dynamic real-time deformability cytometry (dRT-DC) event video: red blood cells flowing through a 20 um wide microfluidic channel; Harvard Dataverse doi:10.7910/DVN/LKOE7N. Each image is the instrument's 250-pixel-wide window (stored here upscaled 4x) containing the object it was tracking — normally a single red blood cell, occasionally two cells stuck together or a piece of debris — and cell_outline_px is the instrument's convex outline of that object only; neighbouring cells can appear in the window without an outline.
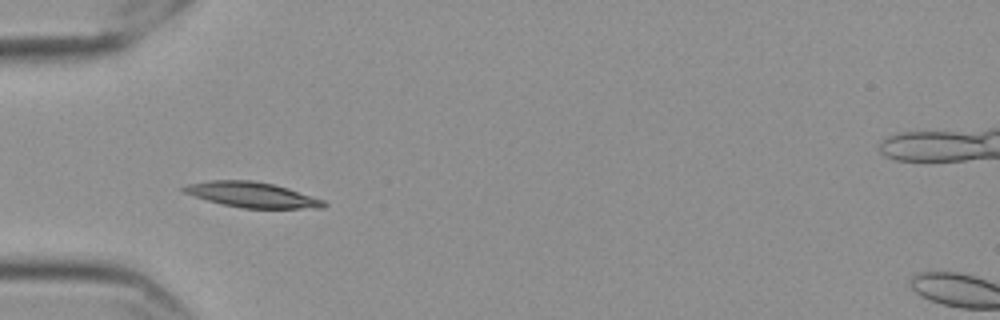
{"species": "Egyptian fruit bat (a non-hibernating species)", "species_latin": "Rousettus aegyptiacus", "temperature_condition": "cold", "stored_images_in_passage": 40, "camera_frame_rate_fps": 3000, "um_per_image_px": 0.085, "frame": {"image": 1, "passage_image": 1, "time_ms": 0.0, "image_size_px": [1000, 320], "cell_outline_px": [[328, 204], [324, 208], [240, 208], [220, 204], [184, 192], [180, 188], [188, 184], [212, 180], [252, 180], [272, 184], [288, 188], [324, 200]], "centroid_in_image_um": [21.44, 16.56], "position_along_channel_um": 63.6, "area_um2": 20.52}}
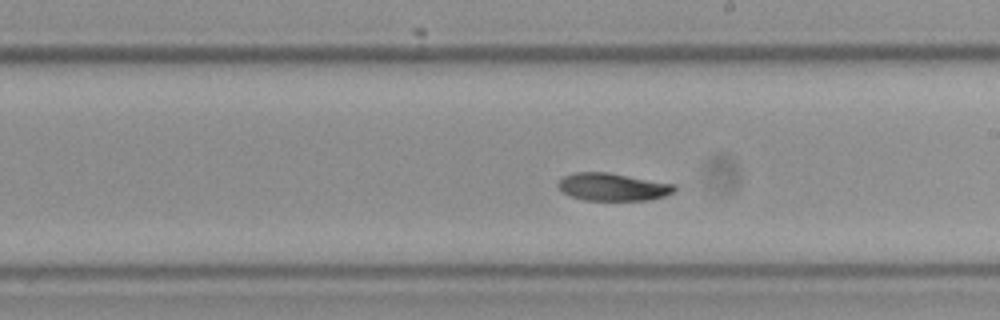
{"frame": {"image": 2, "passage_image": 16, "time_ms": 5.0, "image_size_px": [1000, 320], "cell_outline_px": [[676, 192], [664, 196], [648, 200], [584, 200], [560, 192], [556, 184], [564, 176], [572, 172], [608, 172], [676, 184]], "centroid_in_image_um": [52.08, 15.88], "position_along_channel_um": 236.9, "area_um2": 18.96}}
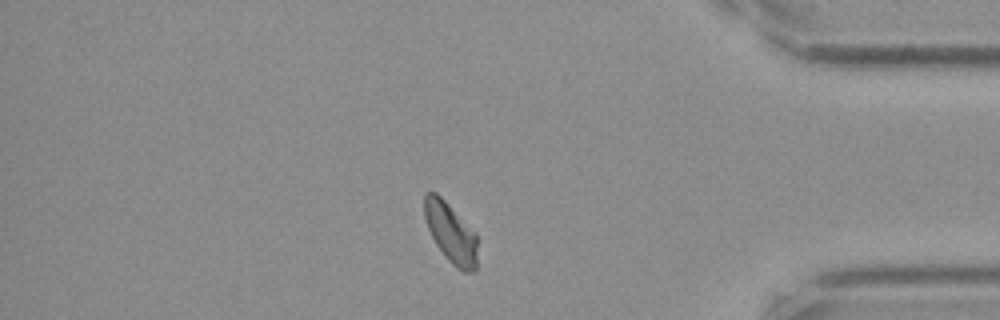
{"frame": {"image": 3, "passage_image": 32, "time_ms": 10.333, "image_size_px": [1000, 320], "cell_outline_px": [[476, 272], [464, 272], [452, 264], [448, 260], [436, 244], [428, 228], [424, 216], [424, 196], [428, 192], [436, 192], [476, 232]], "centroid_in_image_um": [38.32, 19.79], "position_along_channel_um": 396.9, "area_um2": 18.32}, "authors_computed_cell_mechanics": {"area_um2": 18.9584, "velocity_mm_per_s": 3.5185, "shape_relaxation_time_tau1_ms": 6.1673, "shape_relaxation_time_tau2_ms": null, "deformation_change_tau1": 0.1518, "deformation_change_tau2": null}}